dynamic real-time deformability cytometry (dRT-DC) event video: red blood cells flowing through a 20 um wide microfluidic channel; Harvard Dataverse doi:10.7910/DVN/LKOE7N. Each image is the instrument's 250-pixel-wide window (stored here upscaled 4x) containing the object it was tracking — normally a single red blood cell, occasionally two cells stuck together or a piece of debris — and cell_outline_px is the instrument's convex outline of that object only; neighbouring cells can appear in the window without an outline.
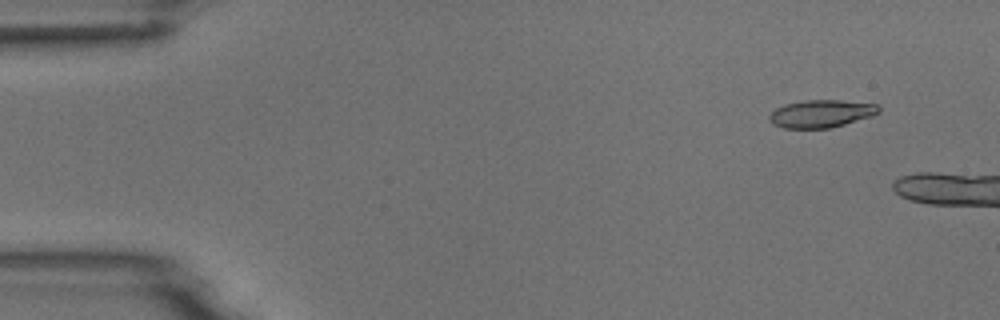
{"species": "common noctule bat (a hibernating species)", "species_latin": "Nyctalus noctula", "temperature_condition": "room temperature", "stored_images_in_passage": 4, "camera_frame_rate_fps": 3000, "um_per_image_px": 0.085, "animal": {"sex": "male", "body_mass_g": 18.8}, "frame": {"image": 1, "passage_image": 2, "time_ms": 1.333, "image_size_px": [1000, 320], "cell_outline_px": [[880, 112], [872, 116], [844, 124], [828, 128], [784, 128], [772, 124], [768, 120], [768, 116], [776, 108], [784, 104], [804, 100], [840, 100], [876, 104], [880, 108]], "centroid_in_image_um": [69.77, 9.66], "position_along_channel_um": 15.2, "area_um2": 17.63}}